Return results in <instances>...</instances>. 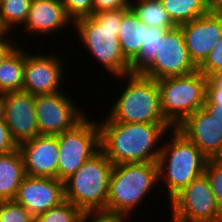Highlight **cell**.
Masks as SVG:
<instances>
[{
    "instance_id": "obj_1",
    "label": "cell",
    "mask_w": 222,
    "mask_h": 222,
    "mask_svg": "<svg viewBox=\"0 0 222 222\" xmlns=\"http://www.w3.org/2000/svg\"><path fill=\"white\" fill-rule=\"evenodd\" d=\"M100 121V150L113 165L157 162L160 141L173 129L170 124ZM169 130V131H168Z\"/></svg>"
},
{
    "instance_id": "obj_2",
    "label": "cell",
    "mask_w": 222,
    "mask_h": 222,
    "mask_svg": "<svg viewBox=\"0 0 222 222\" xmlns=\"http://www.w3.org/2000/svg\"><path fill=\"white\" fill-rule=\"evenodd\" d=\"M123 9L106 10L73 23L81 45L89 50L112 77L131 73V63L124 57L118 39Z\"/></svg>"
},
{
    "instance_id": "obj_3",
    "label": "cell",
    "mask_w": 222,
    "mask_h": 222,
    "mask_svg": "<svg viewBox=\"0 0 222 222\" xmlns=\"http://www.w3.org/2000/svg\"><path fill=\"white\" fill-rule=\"evenodd\" d=\"M161 143L157 160L159 182L167 189L168 201L195 178L204 174L208 158L176 128ZM164 144V145H163ZM162 180V181H161Z\"/></svg>"
},
{
    "instance_id": "obj_4",
    "label": "cell",
    "mask_w": 222,
    "mask_h": 222,
    "mask_svg": "<svg viewBox=\"0 0 222 222\" xmlns=\"http://www.w3.org/2000/svg\"><path fill=\"white\" fill-rule=\"evenodd\" d=\"M115 78L128 82L109 110L113 122L169 124L161 112L157 80L132 73Z\"/></svg>"
},
{
    "instance_id": "obj_5",
    "label": "cell",
    "mask_w": 222,
    "mask_h": 222,
    "mask_svg": "<svg viewBox=\"0 0 222 222\" xmlns=\"http://www.w3.org/2000/svg\"><path fill=\"white\" fill-rule=\"evenodd\" d=\"M158 183L157 162L113 165L107 212L130 216Z\"/></svg>"
},
{
    "instance_id": "obj_6",
    "label": "cell",
    "mask_w": 222,
    "mask_h": 222,
    "mask_svg": "<svg viewBox=\"0 0 222 222\" xmlns=\"http://www.w3.org/2000/svg\"><path fill=\"white\" fill-rule=\"evenodd\" d=\"M113 164L99 150L64 181V199L85 212H107Z\"/></svg>"
},
{
    "instance_id": "obj_7",
    "label": "cell",
    "mask_w": 222,
    "mask_h": 222,
    "mask_svg": "<svg viewBox=\"0 0 222 222\" xmlns=\"http://www.w3.org/2000/svg\"><path fill=\"white\" fill-rule=\"evenodd\" d=\"M209 78L199 70L184 75L157 80L160 107L165 120L177 128L206 102Z\"/></svg>"
},
{
    "instance_id": "obj_8",
    "label": "cell",
    "mask_w": 222,
    "mask_h": 222,
    "mask_svg": "<svg viewBox=\"0 0 222 222\" xmlns=\"http://www.w3.org/2000/svg\"><path fill=\"white\" fill-rule=\"evenodd\" d=\"M58 143L57 179L64 182L100 150L97 120L85 116L72 129L58 135Z\"/></svg>"
},
{
    "instance_id": "obj_9",
    "label": "cell",
    "mask_w": 222,
    "mask_h": 222,
    "mask_svg": "<svg viewBox=\"0 0 222 222\" xmlns=\"http://www.w3.org/2000/svg\"><path fill=\"white\" fill-rule=\"evenodd\" d=\"M171 216L187 221L219 222L222 209L216 202L205 174L183 187L169 201Z\"/></svg>"
},
{
    "instance_id": "obj_10",
    "label": "cell",
    "mask_w": 222,
    "mask_h": 222,
    "mask_svg": "<svg viewBox=\"0 0 222 222\" xmlns=\"http://www.w3.org/2000/svg\"><path fill=\"white\" fill-rule=\"evenodd\" d=\"M35 112L40 135L49 136H57L72 129L87 116V113L84 114L80 106L62 91L35 95Z\"/></svg>"
},
{
    "instance_id": "obj_11",
    "label": "cell",
    "mask_w": 222,
    "mask_h": 222,
    "mask_svg": "<svg viewBox=\"0 0 222 222\" xmlns=\"http://www.w3.org/2000/svg\"><path fill=\"white\" fill-rule=\"evenodd\" d=\"M176 129L208 159L222 153V112L207 101Z\"/></svg>"
},
{
    "instance_id": "obj_12",
    "label": "cell",
    "mask_w": 222,
    "mask_h": 222,
    "mask_svg": "<svg viewBox=\"0 0 222 222\" xmlns=\"http://www.w3.org/2000/svg\"><path fill=\"white\" fill-rule=\"evenodd\" d=\"M198 70L186 48L179 26L168 30L159 40L158 54L142 75L159 80L172 76H184Z\"/></svg>"
},
{
    "instance_id": "obj_13",
    "label": "cell",
    "mask_w": 222,
    "mask_h": 222,
    "mask_svg": "<svg viewBox=\"0 0 222 222\" xmlns=\"http://www.w3.org/2000/svg\"><path fill=\"white\" fill-rule=\"evenodd\" d=\"M27 52L24 67L23 90L33 95L62 91L65 72L63 60L57 53ZM38 53V54H37Z\"/></svg>"
},
{
    "instance_id": "obj_14",
    "label": "cell",
    "mask_w": 222,
    "mask_h": 222,
    "mask_svg": "<svg viewBox=\"0 0 222 222\" xmlns=\"http://www.w3.org/2000/svg\"><path fill=\"white\" fill-rule=\"evenodd\" d=\"M179 27L190 58L199 67L222 37V12L210 11Z\"/></svg>"
},
{
    "instance_id": "obj_15",
    "label": "cell",
    "mask_w": 222,
    "mask_h": 222,
    "mask_svg": "<svg viewBox=\"0 0 222 222\" xmlns=\"http://www.w3.org/2000/svg\"><path fill=\"white\" fill-rule=\"evenodd\" d=\"M33 217L64 201V182L51 177L25 176L15 198Z\"/></svg>"
},
{
    "instance_id": "obj_16",
    "label": "cell",
    "mask_w": 222,
    "mask_h": 222,
    "mask_svg": "<svg viewBox=\"0 0 222 222\" xmlns=\"http://www.w3.org/2000/svg\"><path fill=\"white\" fill-rule=\"evenodd\" d=\"M4 121L17 145L39 136L35 95L24 90L5 93Z\"/></svg>"
},
{
    "instance_id": "obj_17",
    "label": "cell",
    "mask_w": 222,
    "mask_h": 222,
    "mask_svg": "<svg viewBox=\"0 0 222 222\" xmlns=\"http://www.w3.org/2000/svg\"><path fill=\"white\" fill-rule=\"evenodd\" d=\"M25 174L30 177L57 178L58 135H39L18 145Z\"/></svg>"
},
{
    "instance_id": "obj_18",
    "label": "cell",
    "mask_w": 222,
    "mask_h": 222,
    "mask_svg": "<svg viewBox=\"0 0 222 222\" xmlns=\"http://www.w3.org/2000/svg\"><path fill=\"white\" fill-rule=\"evenodd\" d=\"M72 23V25H71ZM73 26L65 7L60 0H32L27 19L24 23V33L31 36L41 35L47 37L51 33ZM26 30V31H25Z\"/></svg>"
},
{
    "instance_id": "obj_19",
    "label": "cell",
    "mask_w": 222,
    "mask_h": 222,
    "mask_svg": "<svg viewBox=\"0 0 222 222\" xmlns=\"http://www.w3.org/2000/svg\"><path fill=\"white\" fill-rule=\"evenodd\" d=\"M148 28L149 26L144 24L131 8L123 9L122 21L117 36L121 51L129 62L140 53Z\"/></svg>"
},
{
    "instance_id": "obj_20",
    "label": "cell",
    "mask_w": 222,
    "mask_h": 222,
    "mask_svg": "<svg viewBox=\"0 0 222 222\" xmlns=\"http://www.w3.org/2000/svg\"><path fill=\"white\" fill-rule=\"evenodd\" d=\"M25 176L23 158L18 148L0 155V201L13 200Z\"/></svg>"
},
{
    "instance_id": "obj_21",
    "label": "cell",
    "mask_w": 222,
    "mask_h": 222,
    "mask_svg": "<svg viewBox=\"0 0 222 222\" xmlns=\"http://www.w3.org/2000/svg\"><path fill=\"white\" fill-rule=\"evenodd\" d=\"M17 45L0 64V93L23 90L26 49Z\"/></svg>"
},
{
    "instance_id": "obj_22",
    "label": "cell",
    "mask_w": 222,
    "mask_h": 222,
    "mask_svg": "<svg viewBox=\"0 0 222 222\" xmlns=\"http://www.w3.org/2000/svg\"><path fill=\"white\" fill-rule=\"evenodd\" d=\"M130 8L135 12L138 18L149 27L167 30L176 27L160 0H131Z\"/></svg>"
},
{
    "instance_id": "obj_23",
    "label": "cell",
    "mask_w": 222,
    "mask_h": 222,
    "mask_svg": "<svg viewBox=\"0 0 222 222\" xmlns=\"http://www.w3.org/2000/svg\"><path fill=\"white\" fill-rule=\"evenodd\" d=\"M172 22L179 26L209 13L204 0H160Z\"/></svg>"
},
{
    "instance_id": "obj_24",
    "label": "cell",
    "mask_w": 222,
    "mask_h": 222,
    "mask_svg": "<svg viewBox=\"0 0 222 222\" xmlns=\"http://www.w3.org/2000/svg\"><path fill=\"white\" fill-rule=\"evenodd\" d=\"M31 2L32 0H0V27L5 33L13 34L16 26L23 28Z\"/></svg>"
},
{
    "instance_id": "obj_25",
    "label": "cell",
    "mask_w": 222,
    "mask_h": 222,
    "mask_svg": "<svg viewBox=\"0 0 222 222\" xmlns=\"http://www.w3.org/2000/svg\"><path fill=\"white\" fill-rule=\"evenodd\" d=\"M167 29L149 27L146 30L145 42L140 53L130 62L132 74H142L154 61L158 54L159 40L167 32Z\"/></svg>"
},
{
    "instance_id": "obj_26",
    "label": "cell",
    "mask_w": 222,
    "mask_h": 222,
    "mask_svg": "<svg viewBox=\"0 0 222 222\" xmlns=\"http://www.w3.org/2000/svg\"><path fill=\"white\" fill-rule=\"evenodd\" d=\"M83 214L78 207L64 200L58 206L34 217V222H81Z\"/></svg>"
},
{
    "instance_id": "obj_27",
    "label": "cell",
    "mask_w": 222,
    "mask_h": 222,
    "mask_svg": "<svg viewBox=\"0 0 222 222\" xmlns=\"http://www.w3.org/2000/svg\"><path fill=\"white\" fill-rule=\"evenodd\" d=\"M0 222H34V217L14 200H1Z\"/></svg>"
},
{
    "instance_id": "obj_28",
    "label": "cell",
    "mask_w": 222,
    "mask_h": 222,
    "mask_svg": "<svg viewBox=\"0 0 222 222\" xmlns=\"http://www.w3.org/2000/svg\"><path fill=\"white\" fill-rule=\"evenodd\" d=\"M204 174L208 178L217 204L222 209V161L218 158L208 159Z\"/></svg>"
},
{
    "instance_id": "obj_29",
    "label": "cell",
    "mask_w": 222,
    "mask_h": 222,
    "mask_svg": "<svg viewBox=\"0 0 222 222\" xmlns=\"http://www.w3.org/2000/svg\"><path fill=\"white\" fill-rule=\"evenodd\" d=\"M73 23L81 18L94 15L93 0H60Z\"/></svg>"
},
{
    "instance_id": "obj_30",
    "label": "cell",
    "mask_w": 222,
    "mask_h": 222,
    "mask_svg": "<svg viewBox=\"0 0 222 222\" xmlns=\"http://www.w3.org/2000/svg\"><path fill=\"white\" fill-rule=\"evenodd\" d=\"M222 67V37L205 61L198 67V70L206 77L215 74Z\"/></svg>"
},
{
    "instance_id": "obj_31",
    "label": "cell",
    "mask_w": 222,
    "mask_h": 222,
    "mask_svg": "<svg viewBox=\"0 0 222 222\" xmlns=\"http://www.w3.org/2000/svg\"><path fill=\"white\" fill-rule=\"evenodd\" d=\"M131 216L106 211L85 212L81 222H130Z\"/></svg>"
},
{
    "instance_id": "obj_32",
    "label": "cell",
    "mask_w": 222,
    "mask_h": 222,
    "mask_svg": "<svg viewBox=\"0 0 222 222\" xmlns=\"http://www.w3.org/2000/svg\"><path fill=\"white\" fill-rule=\"evenodd\" d=\"M206 101L222 112V78H209Z\"/></svg>"
},
{
    "instance_id": "obj_33",
    "label": "cell",
    "mask_w": 222,
    "mask_h": 222,
    "mask_svg": "<svg viewBox=\"0 0 222 222\" xmlns=\"http://www.w3.org/2000/svg\"><path fill=\"white\" fill-rule=\"evenodd\" d=\"M18 148L13 140L10 130L4 120H0V155L6 154Z\"/></svg>"
},
{
    "instance_id": "obj_34",
    "label": "cell",
    "mask_w": 222,
    "mask_h": 222,
    "mask_svg": "<svg viewBox=\"0 0 222 222\" xmlns=\"http://www.w3.org/2000/svg\"><path fill=\"white\" fill-rule=\"evenodd\" d=\"M131 0H93L94 13L106 10L130 8Z\"/></svg>"
},
{
    "instance_id": "obj_35",
    "label": "cell",
    "mask_w": 222,
    "mask_h": 222,
    "mask_svg": "<svg viewBox=\"0 0 222 222\" xmlns=\"http://www.w3.org/2000/svg\"><path fill=\"white\" fill-rule=\"evenodd\" d=\"M12 34L5 33L0 38V64L7 57V55L18 45L15 39V35L12 37ZM16 40V41H15Z\"/></svg>"
},
{
    "instance_id": "obj_36",
    "label": "cell",
    "mask_w": 222,
    "mask_h": 222,
    "mask_svg": "<svg viewBox=\"0 0 222 222\" xmlns=\"http://www.w3.org/2000/svg\"><path fill=\"white\" fill-rule=\"evenodd\" d=\"M209 11L222 12V0H204Z\"/></svg>"
},
{
    "instance_id": "obj_37",
    "label": "cell",
    "mask_w": 222,
    "mask_h": 222,
    "mask_svg": "<svg viewBox=\"0 0 222 222\" xmlns=\"http://www.w3.org/2000/svg\"><path fill=\"white\" fill-rule=\"evenodd\" d=\"M5 117V93H0V120Z\"/></svg>"
},
{
    "instance_id": "obj_38",
    "label": "cell",
    "mask_w": 222,
    "mask_h": 222,
    "mask_svg": "<svg viewBox=\"0 0 222 222\" xmlns=\"http://www.w3.org/2000/svg\"><path fill=\"white\" fill-rule=\"evenodd\" d=\"M172 218V222H198V221H187V220H184V219H181L179 217H176V216H171Z\"/></svg>"
},
{
    "instance_id": "obj_39",
    "label": "cell",
    "mask_w": 222,
    "mask_h": 222,
    "mask_svg": "<svg viewBox=\"0 0 222 222\" xmlns=\"http://www.w3.org/2000/svg\"><path fill=\"white\" fill-rule=\"evenodd\" d=\"M209 78H222V67L213 75H211Z\"/></svg>"
},
{
    "instance_id": "obj_40",
    "label": "cell",
    "mask_w": 222,
    "mask_h": 222,
    "mask_svg": "<svg viewBox=\"0 0 222 222\" xmlns=\"http://www.w3.org/2000/svg\"><path fill=\"white\" fill-rule=\"evenodd\" d=\"M5 34V32L0 27V38Z\"/></svg>"
},
{
    "instance_id": "obj_41",
    "label": "cell",
    "mask_w": 222,
    "mask_h": 222,
    "mask_svg": "<svg viewBox=\"0 0 222 222\" xmlns=\"http://www.w3.org/2000/svg\"><path fill=\"white\" fill-rule=\"evenodd\" d=\"M218 159L222 161V153L220 154V156L218 157Z\"/></svg>"
}]
</instances>
